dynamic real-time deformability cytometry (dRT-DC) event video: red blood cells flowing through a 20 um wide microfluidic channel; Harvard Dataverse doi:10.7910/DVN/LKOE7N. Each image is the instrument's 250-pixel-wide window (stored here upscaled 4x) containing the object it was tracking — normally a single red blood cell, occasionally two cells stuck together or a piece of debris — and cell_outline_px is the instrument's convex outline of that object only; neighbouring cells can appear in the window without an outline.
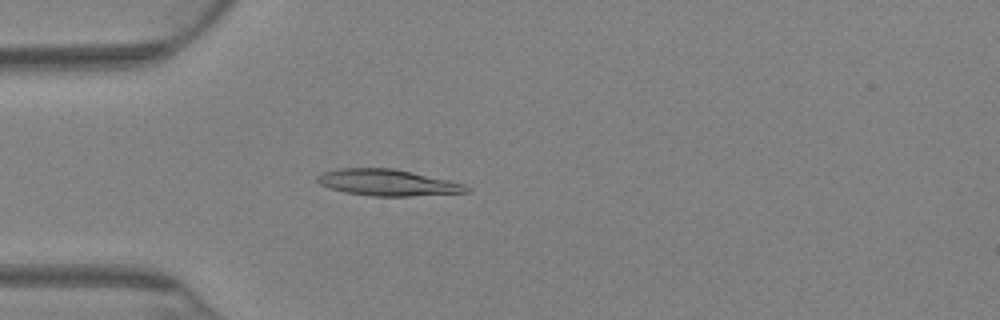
{"species": "Egyptian fruit bat (a non-hibernating species)", "species_latin": "Rousettus aegyptiacus", "temperature_condition": "warm", "stored_images_in_passage": 72, "camera_frame_rate_fps": 3000, "um_per_image_px": 0.085, "animal": {"sex": "female"}, "frame": {"image": 1, "passage_image": 20, "time_ms": 6.333, "image_size_px": [1000, 320], "cell_outline_px": [[468, 192], [408, 196], [372, 196], [344, 192], [320, 184], [316, 180], [316, 176], [324, 172], [340, 168], [392, 168], [412, 172], [448, 180], [464, 184], [468, 188]], "centroid_in_image_um": [32.91, 15.52], "position_along_channel_um": 52.1, "area_um2": 22.6}}
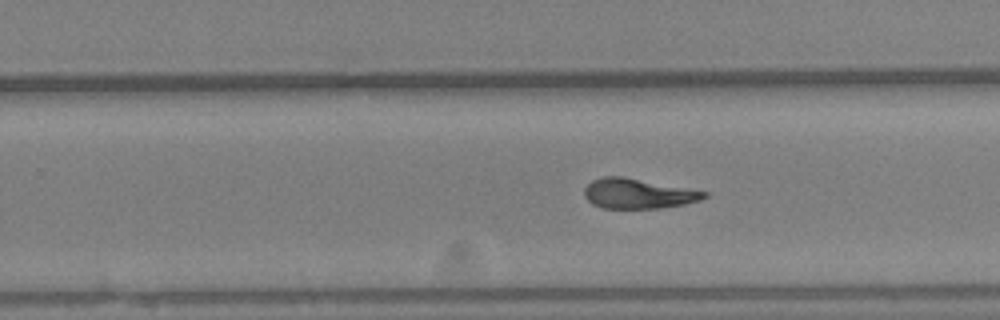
{"frame": {"image": 2, "passage_image": 45, "time_ms": 14.667, "image_size_px": [1000, 320], "cell_outline_px": [[708, 196], [700, 200], [684, 204], [660, 208], [600, 208], [592, 204], [584, 196], [584, 188], [592, 180], [604, 176], [620, 176], [708, 192]], "centroid_in_image_um": [54.2, 16.46], "position_along_channel_um": 275.6, "area_um2": 20.75}}
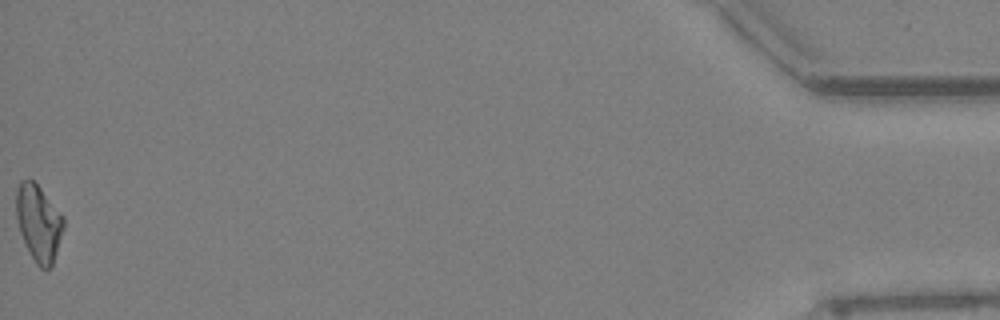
{"frame": {"image": 3, "passage_image": 72, "time_ms": 23.667, "image_size_px": [1000, 320], "cell_outline_px": [[64, 228], [52, 264], [48, 268], [40, 268], [36, 264], [20, 232], [16, 216], [16, 188], [20, 180], [32, 180], [40, 188], [64, 216]], "centroid_in_image_um": [3.28, 18.92], "position_along_channel_um": 431.9, "area_um2": 20.75}, "authors_computed_cell_mechanics": {"area_um2": 21.4727, "velocity_mm_per_s": 2.8226, "shape_relaxation_time_tau1_ms": null, "shape_relaxation_time_tau2_ms": 3.767, "deformation_change_tau1": null, "deformation_change_tau2": 0.0992}}